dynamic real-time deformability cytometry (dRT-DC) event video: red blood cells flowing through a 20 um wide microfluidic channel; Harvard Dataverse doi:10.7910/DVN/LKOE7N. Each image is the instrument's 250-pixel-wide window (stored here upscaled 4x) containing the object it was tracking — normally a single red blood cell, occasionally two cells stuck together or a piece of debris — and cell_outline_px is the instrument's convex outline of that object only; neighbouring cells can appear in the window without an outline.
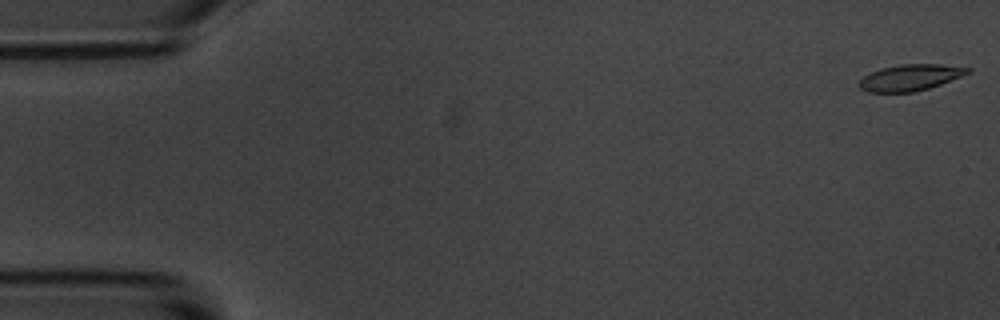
{"species": "common noctule bat (a hibernating species)", "species_latin": "Nyctalus noctula", "temperature_condition": "room temperature", "stored_images_in_passage": 55, "camera_frame_rate_fps": 3000, "um_per_image_px": 0.085, "animal": {"sex": "male", "body_mass_g": 20.1, "forearm_length_mm": 53.5}, "frame": {"image": 1, "passage_image": 1, "time_ms": 0.0, "image_size_px": [1000, 320], "cell_outline_px": [[972, 72], [940, 84], [928, 88], [912, 92], [868, 92], [860, 88], [856, 84], [864, 76], [880, 68], [900, 64], [940, 64], [972, 68]], "centroid_in_image_um": [77.36, 6.58], "position_along_channel_um": 7.6, "area_um2": 16.59}}
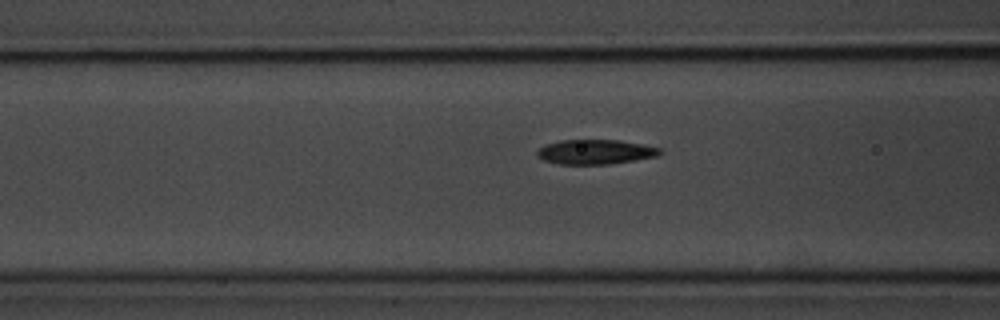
{"frame": {"image": 2, "passage_image": 21, "time_ms": 6.667, "image_size_px": [1000, 320], "cell_outline_px": [[664, 152], [656, 156], [636, 160], [608, 164], [560, 164], [544, 160], [536, 156], [536, 152], [540, 148], [548, 144], [560, 140], [620, 140], [660, 148]], "centroid_in_image_um": [50.61, 12.91], "position_along_channel_um": 116.0, "area_um2": 17.51}}
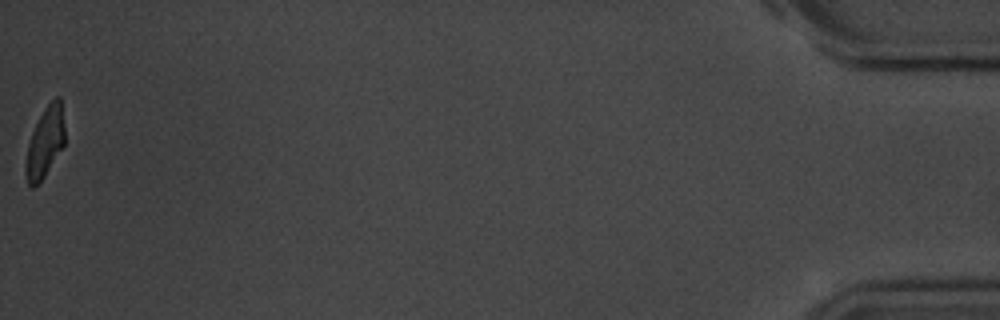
{"frame": {"image": 3, "passage_image": 55, "time_ms": 18.0, "image_size_px": [1000, 320], "cell_outline_px": [[64, 144], [44, 176], [32, 188], [28, 184], [24, 172], [28, 144], [32, 132], [44, 108], [56, 96], [60, 96], [64, 128]], "centroid_in_image_um": [3.81, 12.09], "position_along_channel_um": 431.4, "area_um2": 15.61}, "authors_computed_cell_mechanics": {"area_um2": 17.34, "velocity_mm_per_s": 3.6606, "shape_relaxation_time_tau1_ms": 2.9658, "shape_relaxation_time_tau2_ms": 1.9768, "deformation_change_tau1": 0.1779, "deformation_change_tau2": 0.1005}}